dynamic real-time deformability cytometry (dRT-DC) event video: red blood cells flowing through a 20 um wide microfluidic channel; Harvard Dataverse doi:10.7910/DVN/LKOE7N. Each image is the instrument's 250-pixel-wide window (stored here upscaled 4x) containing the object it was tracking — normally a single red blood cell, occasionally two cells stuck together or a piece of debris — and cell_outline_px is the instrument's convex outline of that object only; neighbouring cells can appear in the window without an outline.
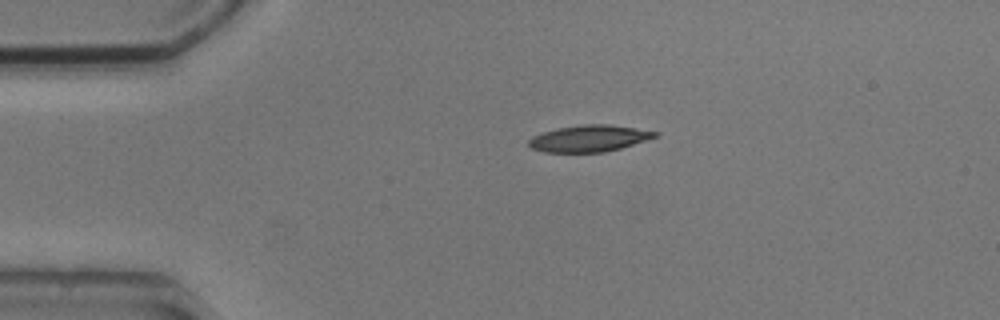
{"species": "common noctule bat (a hibernating species)", "species_latin": "Nyctalus noctula", "temperature_condition": "cold", "stored_images_in_passage": 2, "camera_frame_rate_fps": 3000, "um_per_image_px": 0.085, "animal": {"sex": "male", "body_mass_g": 20.5, "forearm_length_mm": 52.5}, "frame": {"image": 1, "passage_image": 1, "time_ms": 0.0, "image_size_px": [1000, 320], "cell_outline_px": [[660, 136], [620, 148], [604, 152], [544, 152], [532, 148], [528, 144], [528, 140], [532, 136], [556, 128], [584, 124], [608, 124], [660, 132]], "centroid_in_image_um": [50.09, 11.76], "position_along_channel_um": 34.9, "area_um2": 19.54}}